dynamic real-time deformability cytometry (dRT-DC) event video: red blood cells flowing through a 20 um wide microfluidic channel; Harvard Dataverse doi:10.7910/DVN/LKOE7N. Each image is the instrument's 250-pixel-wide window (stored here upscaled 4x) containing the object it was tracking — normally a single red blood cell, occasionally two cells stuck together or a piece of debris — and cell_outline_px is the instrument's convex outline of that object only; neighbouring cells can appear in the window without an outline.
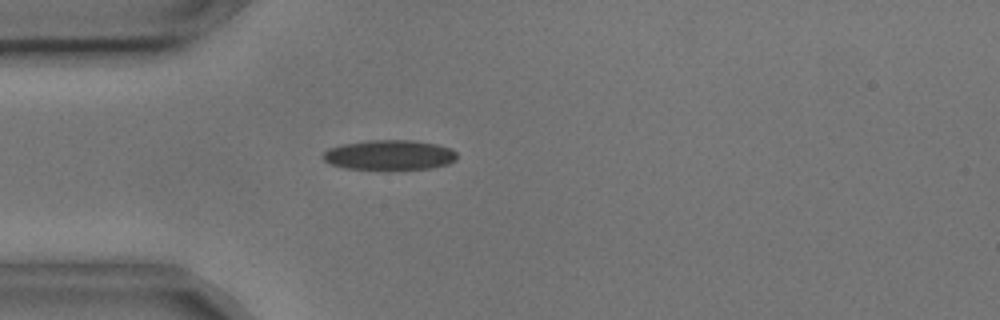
{"species": "common noctule bat (a hibernating species)", "species_latin": "Nyctalus noctula", "temperature_condition": "cold", "stored_images_in_passage": 43, "camera_frame_rate_fps": 3000, "um_per_image_px": 0.085, "animal": {"sex": "male", "body_mass_g": 17.9, "forearm_length_mm": 54.2}, "frame": {"image": 1, "passage_image": 3, "time_ms": 0.667, "image_size_px": [1000, 320], "cell_outline_px": [[456, 160], [448, 164], [432, 168], [348, 168], [332, 164], [324, 160], [324, 152], [328, 148], [344, 144], [368, 140], [412, 140], [436, 144], [452, 148], [456, 152]], "centroid_in_image_um": [33.15, 13.15], "position_along_channel_um": 51.8, "area_um2": 22.89}}
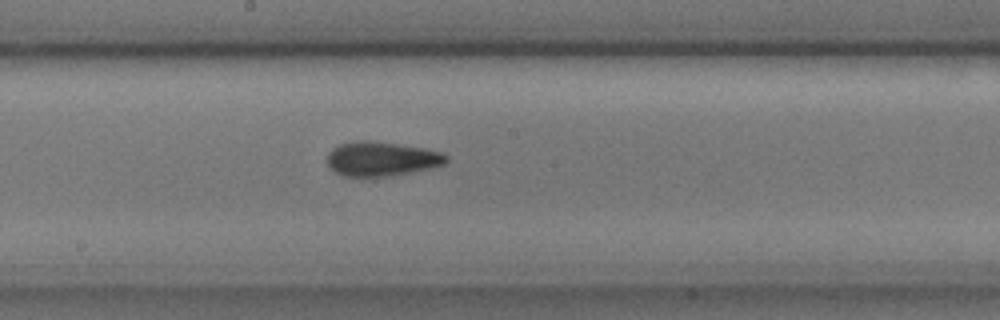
{"frame": {"image": 2, "passage_image": 17, "time_ms": 5.333, "image_size_px": [1000, 320], "cell_outline_px": [[448, 160], [444, 164], [428, 168], [408, 172], [384, 176], [344, 176], [328, 168], [328, 156], [332, 148], [340, 144], [360, 140], [364, 140], [396, 144], [424, 148], [440, 152], [448, 156]], "centroid_in_image_um": [32.4, 13.5], "position_along_channel_um": 215.8, "area_um2": 23.35}}
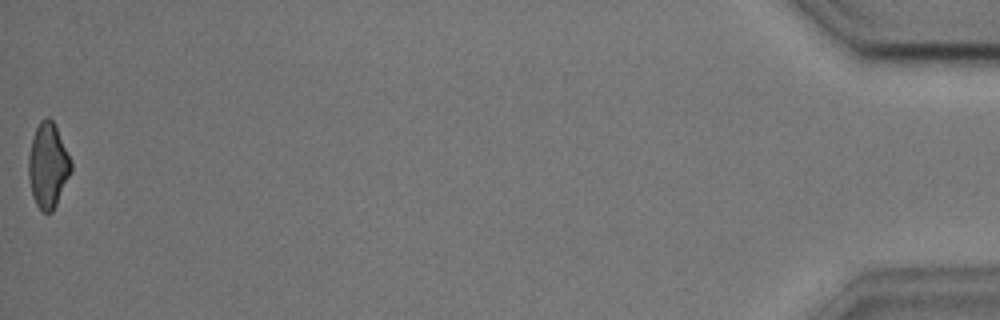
{"frame": {"image": 3, "passage_image": 43, "time_ms": 14.0, "image_size_px": [1000, 320], "cell_outline_px": [[72, 172], [52, 212], [44, 212], [36, 204], [32, 196], [28, 176], [28, 156], [32, 140], [36, 128], [40, 120], [48, 116], [52, 120], [72, 160]], "centroid_in_image_um": [4.08, 14.07], "position_along_channel_um": 431.1, "area_um2": 20.98}, "authors_computed_cell_mechanics": {"area_um2": 22.253, "velocity_mm_per_s": 3.6345, "shape_relaxation_time_tau1_ms": 3.4529, "shape_relaxation_time_tau2_ms": 2.4794, "deformation_change_tau1": 0.1076, "deformation_change_tau2": 0.0932}}